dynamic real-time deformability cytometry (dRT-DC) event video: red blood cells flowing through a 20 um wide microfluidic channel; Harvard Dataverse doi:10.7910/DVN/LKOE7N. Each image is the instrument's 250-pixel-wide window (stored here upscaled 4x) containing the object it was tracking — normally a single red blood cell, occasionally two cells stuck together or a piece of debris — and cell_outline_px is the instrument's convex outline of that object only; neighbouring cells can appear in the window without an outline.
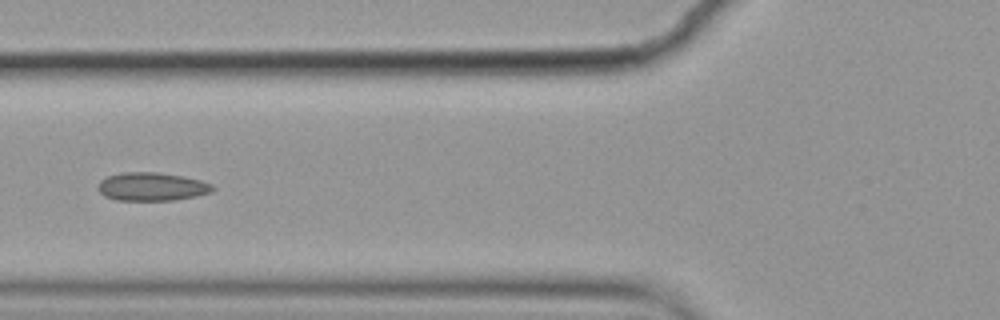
{"species": "common noctule bat (a hibernating species)", "species_latin": "Nyctalus noctula", "temperature_condition": "cold", "stored_images_in_passage": 15, "camera_frame_rate_fps": 3000, "um_per_image_px": 0.085, "animal": {"sex": "female", "body_mass_g": 19.9}, "frame": {"image": 1, "passage_image": 5, "time_ms": 1.333, "image_size_px": [1000, 320], "cell_outline_px": [[216, 188], [212, 192], [196, 196], [172, 200], [116, 200], [104, 196], [96, 188], [100, 180], [108, 176], [120, 172], [156, 172], [180, 176], [200, 180], [212, 184]], "centroid_in_image_um": [12.88, 15.86], "position_along_channel_um": 112.9, "area_um2": 18.96}}
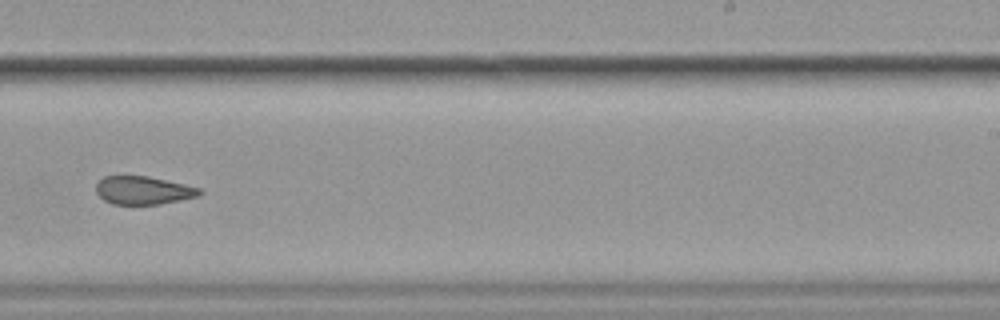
{"frame": {"image": 2, "passage_image": 9, "time_ms": 2.667, "image_size_px": [1000, 320], "cell_outline_px": [[204, 192], [200, 196], [160, 204], [112, 204], [104, 200], [96, 192], [96, 184], [104, 176], [148, 176], [184, 184], [200, 188]], "centroid_in_image_um": [12.2, 16.18], "position_along_channel_um": 276.8, "area_um2": 16.99}}
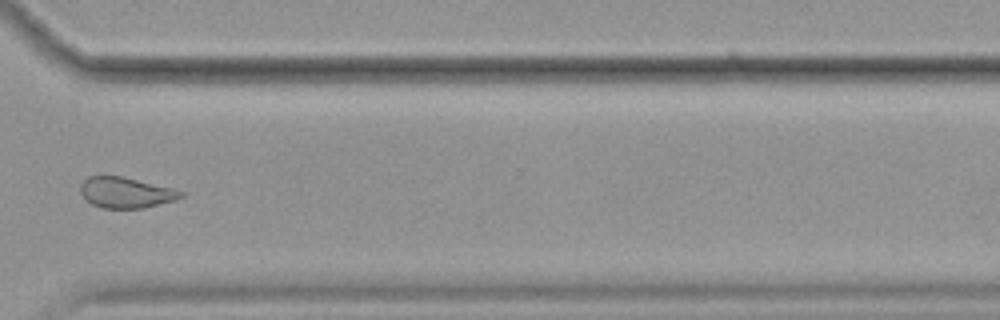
{"frame": {"image": 3, "passage_image": 11, "time_ms": 3.333, "image_size_px": [1000, 320], "cell_outline_px": [[184, 196], [176, 200], [144, 208], [100, 208], [92, 204], [80, 192], [80, 188], [84, 180], [88, 176], [124, 176], [172, 188], [184, 192]], "centroid_in_image_um": [10.72, 16.37], "position_along_channel_um": 359.9, "area_um2": 17.98}}